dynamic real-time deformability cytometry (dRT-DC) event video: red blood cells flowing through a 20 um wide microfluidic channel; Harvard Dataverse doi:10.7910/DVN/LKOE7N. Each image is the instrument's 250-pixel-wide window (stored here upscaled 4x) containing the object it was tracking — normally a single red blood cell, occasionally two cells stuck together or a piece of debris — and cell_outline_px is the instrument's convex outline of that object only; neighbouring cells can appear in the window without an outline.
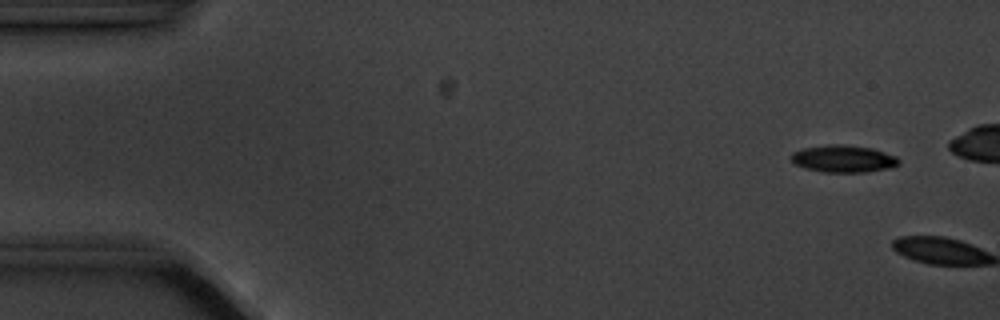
{"species": "common noctule bat (a hibernating species)", "species_latin": "Nyctalus noctula", "temperature_condition": "cold", "stored_images_in_passage": 5, "camera_frame_rate_fps": 3000, "um_per_image_px": 0.085, "animal": {"sex": "male", "body_mass_g": 20.1, "forearm_length_mm": 53.5}, "frame": {"image": 1, "passage_image": 2, "time_ms": 1.0, "image_size_px": [1000, 320], "cell_outline_px": [[900, 164], [888, 168], [864, 172], [824, 172], [804, 168], [796, 164], [792, 160], [792, 152], [804, 148], [828, 144], [840, 144], [872, 148], [896, 156], [900, 160]], "centroid_in_image_um": [71.7, 13.49], "position_along_channel_um": 13.3, "area_um2": 16.94}}